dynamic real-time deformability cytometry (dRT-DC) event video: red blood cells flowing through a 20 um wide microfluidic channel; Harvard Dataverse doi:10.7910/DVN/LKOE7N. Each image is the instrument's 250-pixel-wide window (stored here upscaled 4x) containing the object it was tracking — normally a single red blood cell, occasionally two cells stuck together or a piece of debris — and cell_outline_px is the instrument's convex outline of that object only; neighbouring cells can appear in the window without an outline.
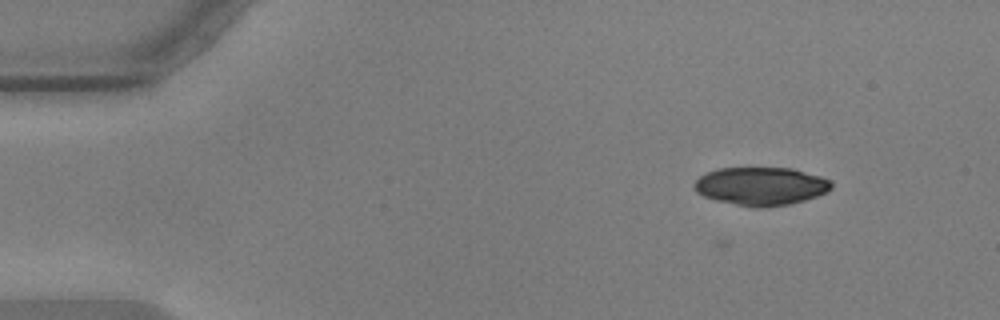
{"species": "common noctule bat (a hibernating species)", "species_latin": "Nyctalus noctula", "temperature_condition": "warm", "stored_images_in_passage": 50, "camera_frame_rate_fps": 3000, "um_per_image_px": 0.085, "animal": {"sex": "male", "body_mass_g": 17.9, "forearm_length_mm": 54.2}, "frame": {"image": 1, "passage_image": 1, "time_ms": 0.0, "image_size_px": [1000, 320], "cell_outline_px": [[832, 188], [828, 192], [804, 200], [788, 204], [736, 204], [716, 200], [704, 196], [696, 192], [692, 184], [700, 176], [716, 168], [792, 168], [820, 176], [832, 180]], "centroid_in_image_um": [64.68, 15.77], "position_along_channel_um": 20.3, "area_um2": 29.71}}
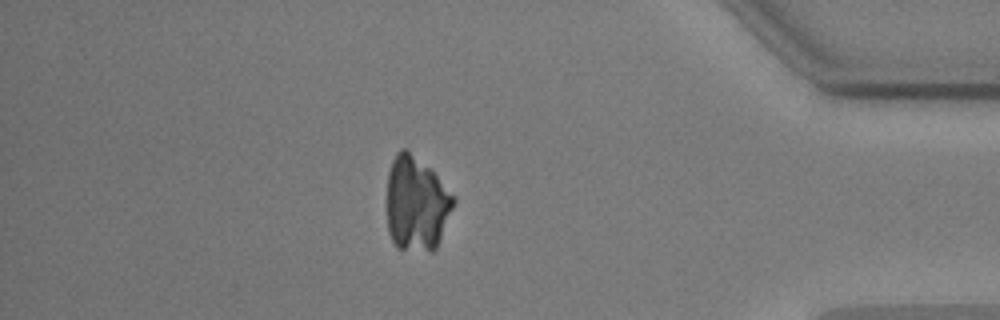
{"frame": {"image": 2, "passage_image": 43, "time_ms": 14.0, "image_size_px": [1000, 320], "cell_outline_px": [[456, 200], [440, 240], [436, 248], [432, 252], [428, 252], [396, 248], [388, 232], [388, 172], [392, 160], [396, 152], [400, 148], [408, 148], [432, 168], [456, 196]], "centroid_in_image_um": [35.42, 17.27], "position_along_channel_um": 399.8, "area_um2": 37.51}}